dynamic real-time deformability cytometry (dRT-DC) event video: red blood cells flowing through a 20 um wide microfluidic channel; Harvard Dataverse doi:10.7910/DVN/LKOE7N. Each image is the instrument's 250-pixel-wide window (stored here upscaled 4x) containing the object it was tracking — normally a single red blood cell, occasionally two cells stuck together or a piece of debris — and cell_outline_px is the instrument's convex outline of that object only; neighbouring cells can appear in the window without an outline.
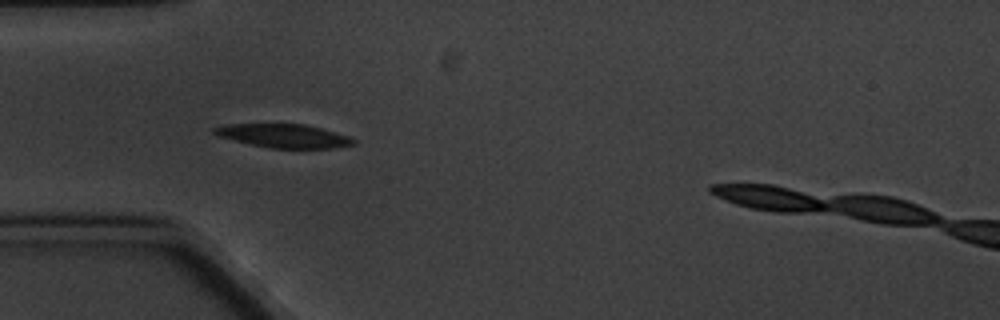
{"species": "common noctule bat (a hibernating species)", "species_latin": "Nyctalus noctula", "temperature_condition": "cold", "stored_images_in_passage": 6, "camera_frame_rate_fps": 3000, "um_per_image_px": 0.085, "animal": {"sex": "male", "body_mass_g": 20.1, "forearm_length_mm": 53.5}, "frame": {"image": 1, "passage_image": 4, "time_ms": 3.333, "image_size_px": [1000, 320], "cell_outline_px": [[356, 144], [336, 148], [268, 148], [220, 136], [212, 132], [212, 128], [228, 124], [304, 124], [320, 128], [348, 136], [356, 140]], "centroid_in_image_um": [24.16, 11.55], "position_along_channel_um": 60.8, "area_um2": 18.9}}